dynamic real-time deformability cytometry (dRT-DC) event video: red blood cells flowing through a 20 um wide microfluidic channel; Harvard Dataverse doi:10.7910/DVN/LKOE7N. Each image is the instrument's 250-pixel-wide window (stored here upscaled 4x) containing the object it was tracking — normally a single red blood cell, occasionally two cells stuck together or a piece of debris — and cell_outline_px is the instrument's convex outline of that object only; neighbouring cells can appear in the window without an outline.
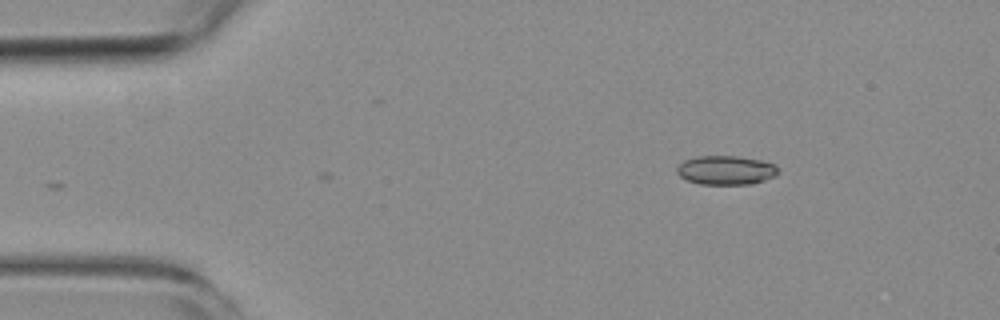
{"species": "common noctule bat (a hibernating species)", "species_latin": "Nyctalus noctula", "temperature_condition": "room temperature", "stored_images_in_passage": 3, "camera_frame_rate_fps": 3000, "um_per_image_px": 0.085, "animal": {"sex": "female", "body_mass_g": 19.3, "forearm_length_mm": 54.1}, "frame": {"image": 1, "passage_image": 3, "time_ms": 2.0, "image_size_px": [1000, 320], "cell_outline_px": [[780, 172], [776, 176], [752, 184], [700, 184], [688, 180], [680, 176], [676, 172], [676, 168], [684, 160], [696, 156], [736, 156], [760, 160], [776, 164]], "centroid_in_image_um": [61.73, 14.46], "position_along_channel_um": 23.3, "area_um2": 17.22}}